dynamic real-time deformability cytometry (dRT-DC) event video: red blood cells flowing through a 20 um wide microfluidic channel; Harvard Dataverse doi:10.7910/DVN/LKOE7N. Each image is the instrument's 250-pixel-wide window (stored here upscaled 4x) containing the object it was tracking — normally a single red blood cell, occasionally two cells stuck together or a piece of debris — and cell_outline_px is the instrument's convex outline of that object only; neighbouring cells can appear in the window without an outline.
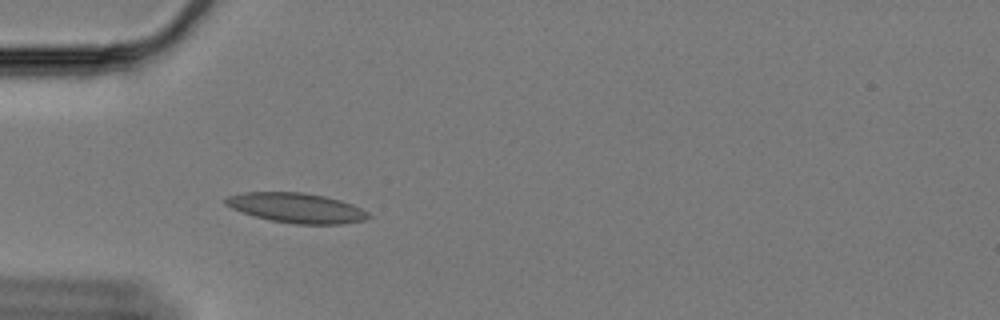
{"species": "Egyptian fruit bat (a non-hibernating species)", "species_latin": "Rousettus aegyptiacus", "temperature_condition": "cold", "stored_images_in_passage": 56, "camera_frame_rate_fps": 3000, "um_per_image_px": 0.085, "animal": {"sex": "female"}, "frame": {"image": 1, "passage_image": 17, "time_ms": 5.333, "image_size_px": [1000, 320], "cell_outline_px": [[372, 216], [364, 220], [344, 224], [296, 224], [272, 220], [252, 216], [232, 208], [224, 204], [224, 196], [244, 192], [300, 192], [324, 196], [340, 200], [352, 204], [368, 212]], "centroid_in_image_um": [25.17, 17.67], "position_along_channel_um": 59.8, "area_um2": 24.91}}
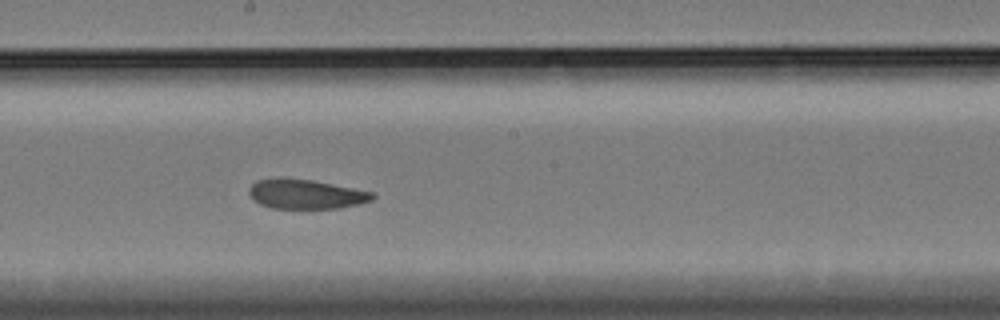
{"frame": {"image": 2, "passage_image": 32, "time_ms": 10.333, "image_size_px": [1000, 320], "cell_outline_px": [[376, 196], [372, 200], [360, 204], [340, 208], [272, 208], [260, 204], [252, 200], [248, 192], [248, 188], [256, 180], [280, 176], [312, 180], [372, 192]], "centroid_in_image_um": [25.94, 16.48], "position_along_channel_um": 222.3, "area_um2": 21.5}}
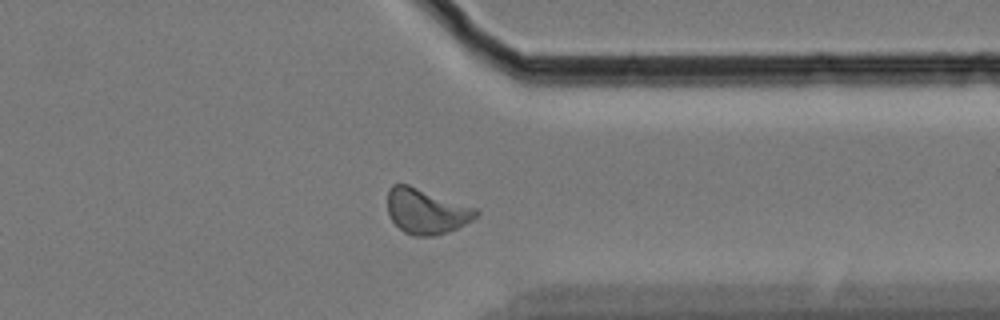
{"frame": {"image": 3, "passage_image": 46, "time_ms": 15.0, "image_size_px": [1000, 320], "cell_outline_px": [[480, 212], [472, 220], [448, 232], [432, 236], [412, 236], [404, 232], [392, 220], [388, 212], [388, 188], [392, 184], [408, 184], [480, 208]], "centroid_in_image_um": [36.26, 17.94], "position_along_channel_um": 375.1, "area_um2": 23.58}}